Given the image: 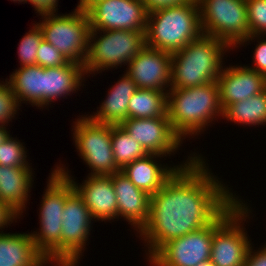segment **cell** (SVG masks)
<instances>
[{
    "instance_id": "1",
    "label": "cell",
    "mask_w": 266,
    "mask_h": 266,
    "mask_svg": "<svg viewBox=\"0 0 266 266\" xmlns=\"http://www.w3.org/2000/svg\"><path fill=\"white\" fill-rule=\"evenodd\" d=\"M200 155L151 195L149 219L138 232L147 260L168 241L210 225L237 198Z\"/></svg>"
},
{
    "instance_id": "2",
    "label": "cell",
    "mask_w": 266,
    "mask_h": 266,
    "mask_svg": "<svg viewBox=\"0 0 266 266\" xmlns=\"http://www.w3.org/2000/svg\"><path fill=\"white\" fill-rule=\"evenodd\" d=\"M223 117L217 81L189 88H170L167 117L172 130L184 141L202 133L211 122Z\"/></svg>"
},
{
    "instance_id": "3",
    "label": "cell",
    "mask_w": 266,
    "mask_h": 266,
    "mask_svg": "<svg viewBox=\"0 0 266 266\" xmlns=\"http://www.w3.org/2000/svg\"><path fill=\"white\" fill-rule=\"evenodd\" d=\"M227 43L202 34L172 54L171 88H189L217 81L223 70ZM223 64V65H222Z\"/></svg>"
},
{
    "instance_id": "4",
    "label": "cell",
    "mask_w": 266,
    "mask_h": 266,
    "mask_svg": "<svg viewBox=\"0 0 266 266\" xmlns=\"http://www.w3.org/2000/svg\"><path fill=\"white\" fill-rule=\"evenodd\" d=\"M203 34L197 0L149 12L146 46L171 54Z\"/></svg>"
},
{
    "instance_id": "5",
    "label": "cell",
    "mask_w": 266,
    "mask_h": 266,
    "mask_svg": "<svg viewBox=\"0 0 266 266\" xmlns=\"http://www.w3.org/2000/svg\"><path fill=\"white\" fill-rule=\"evenodd\" d=\"M73 191L71 181L54 169L40 202L39 231H31L36 249L54 266H61L62 212Z\"/></svg>"
},
{
    "instance_id": "6",
    "label": "cell",
    "mask_w": 266,
    "mask_h": 266,
    "mask_svg": "<svg viewBox=\"0 0 266 266\" xmlns=\"http://www.w3.org/2000/svg\"><path fill=\"white\" fill-rule=\"evenodd\" d=\"M238 198L213 221L210 260L215 266H245L249 248L253 245L243 227L250 218L251 209Z\"/></svg>"
},
{
    "instance_id": "7",
    "label": "cell",
    "mask_w": 266,
    "mask_h": 266,
    "mask_svg": "<svg viewBox=\"0 0 266 266\" xmlns=\"http://www.w3.org/2000/svg\"><path fill=\"white\" fill-rule=\"evenodd\" d=\"M145 32L134 30H91L88 54L84 63L86 77L89 74L95 75L111 68L117 69L118 66L128 65L146 47ZM98 34L100 35L98 36Z\"/></svg>"
},
{
    "instance_id": "8",
    "label": "cell",
    "mask_w": 266,
    "mask_h": 266,
    "mask_svg": "<svg viewBox=\"0 0 266 266\" xmlns=\"http://www.w3.org/2000/svg\"><path fill=\"white\" fill-rule=\"evenodd\" d=\"M37 24L43 32V39L53 45L69 62L83 64L86 61L91 32L86 11L75 8L69 14L41 16Z\"/></svg>"
},
{
    "instance_id": "9",
    "label": "cell",
    "mask_w": 266,
    "mask_h": 266,
    "mask_svg": "<svg viewBox=\"0 0 266 266\" xmlns=\"http://www.w3.org/2000/svg\"><path fill=\"white\" fill-rule=\"evenodd\" d=\"M203 34L236 48L249 36L246 0H197Z\"/></svg>"
},
{
    "instance_id": "10",
    "label": "cell",
    "mask_w": 266,
    "mask_h": 266,
    "mask_svg": "<svg viewBox=\"0 0 266 266\" xmlns=\"http://www.w3.org/2000/svg\"><path fill=\"white\" fill-rule=\"evenodd\" d=\"M73 121V140L78 155L91 170L89 175L109 176L118 172L113 155L112 124H100L86 115Z\"/></svg>"
},
{
    "instance_id": "11",
    "label": "cell",
    "mask_w": 266,
    "mask_h": 266,
    "mask_svg": "<svg viewBox=\"0 0 266 266\" xmlns=\"http://www.w3.org/2000/svg\"><path fill=\"white\" fill-rule=\"evenodd\" d=\"M62 220L61 266H79L94 218L75 190L66 198Z\"/></svg>"
},
{
    "instance_id": "12",
    "label": "cell",
    "mask_w": 266,
    "mask_h": 266,
    "mask_svg": "<svg viewBox=\"0 0 266 266\" xmlns=\"http://www.w3.org/2000/svg\"><path fill=\"white\" fill-rule=\"evenodd\" d=\"M91 30L146 31L148 14L142 0H99L87 11Z\"/></svg>"
},
{
    "instance_id": "13",
    "label": "cell",
    "mask_w": 266,
    "mask_h": 266,
    "mask_svg": "<svg viewBox=\"0 0 266 266\" xmlns=\"http://www.w3.org/2000/svg\"><path fill=\"white\" fill-rule=\"evenodd\" d=\"M213 222L165 243L148 261L152 266H196L210 259Z\"/></svg>"
},
{
    "instance_id": "14",
    "label": "cell",
    "mask_w": 266,
    "mask_h": 266,
    "mask_svg": "<svg viewBox=\"0 0 266 266\" xmlns=\"http://www.w3.org/2000/svg\"><path fill=\"white\" fill-rule=\"evenodd\" d=\"M120 125L148 154L167 157L175 154L183 144L182 139L172 130L167 113L158 118H127Z\"/></svg>"
},
{
    "instance_id": "15",
    "label": "cell",
    "mask_w": 266,
    "mask_h": 266,
    "mask_svg": "<svg viewBox=\"0 0 266 266\" xmlns=\"http://www.w3.org/2000/svg\"><path fill=\"white\" fill-rule=\"evenodd\" d=\"M54 169L71 181L74 190L88 207L95 221L118 219L117 198L110 176L87 175L86 180L80 185L72 179L73 176L63 164H57Z\"/></svg>"
},
{
    "instance_id": "16",
    "label": "cell",
    "mask_w": 266,
    "mask_h": 266,
    "mask_svg": "<svg viewBox=\"0 0 266 266\" xmlns=\"http://www.w3.org/2000/svg\"><path fill=\"white\" fill-rule=\"evenodd\" d=\"M172 54L145 47L127 65L126 74L140 89L169 92Z\"/></svg>"
},
{
    "instance_id": "17",
    "label": "cell",
    "mask_w": 266,
    "mask_h": 266,
    "mask_svg": "<svg viewBox=\"0 0 266 266\" xmlns=\"http://www.w3.org/2000/svg\"><path fill=\"white\" fill-rule=\"evenodd\" d=\"M223 110L230 104L258 95L266 89V77L246 65L225 67L217 78Z\"/></svg>"
},
{
    "instance_id": "18",
    "label": "cell",
    "mask_w": 266,
    "mask_h": 266,
    "mask_svg": "<svg viewBox=\"0 0 266 266\" xmlns=\"http://www.w3.org/2000/svg\"><path fill=\"white\" fill-rule=\"evenodd\" d=\"M194 152L179 165H162L157 159L166 157L157 154H147L145 157L124 166L120 171L137 187L149 195L158 192L165 182L177 171L178 168L187 166L198 154ZM157 158V159H156Z\"/></svg>"
},
{
    "instance_id": "19",
    "label": "cell",
    "mask_w": 266,
    "mask_h": 266,
    "mask_svg": "<svg viewBox=\"0 0 266 266\" xmlns=\"http://www.w3.org/2000/svg\"><path fill=\"white\" fill-rule=\"evenodd\" d=\"M109 176L117 198L118 218L123 217L138 234L149 219L151 195L137 188L120 170Z\"/></svg>"
},
{
    "instance_id": "20",
    "label": "cell",
    "mask_w": 266,
    "mask_h": 266,
    "mask_svg": "<svg viewBox=\"0 0 266 266\" xmlns=\"http://www.w3.org/2000/svg\"><path fill=\"white\" fill-rule=\"evenodd\" d=\"M120 78L106 94L99 110L86 115L89 119L100 124L120 125L128 118V104L138 88L125 72Z\"/></svg>"
},
{
    "instance_id": "21",
    "label": "cell",
    "mask_w": 266,
    "mask_h": 266,
    "mask_svg": "<svg viewBox=\"0 0 266 266\" xmlns=\"http://www.w3.org/2000/svg\"><path fill=\"white\" fill-rule=\"evenodd\" d=\"M50 266L31 233L0 232V266Z\"/></svg>"
},
{
    "instance_id": "22",
    "label": "cell",
    "mask_w": 266,
    "mask_h": 266,
    "mask_svg": "<svg viewBox=\"0 0 266 266\" xmlns=\"http://www.w3.org/2000/svg\"><path fill=\"white\" fill-rule=\"evenodd\" d=\"M33 168L0 165V201L20 216L26 209L33 183Z\"/></svg>"
},
{
    "instance_id": "23",
    "label": "cell",
    "mask_w": 266,
    "mask_h": 266,
    "mask_svg": "<svg viewBox=\"0 0 266 266\" xmlns=\"http://www.w3.org/2000/svg\"><path fill=\"white\" fill-rule=\"evenodd\" d=\"M85 76L84 65L75 62L45 68L44 107L54 103L58 98H67L66 96L76 93L85 81Z\"/></svg>"
},
{
    "instance_id": "24",
    "label": "cell",
    "mask_w": 266,
    "mask_h": 266,
    "mask_svg": "<svg viewBox=\"0 0 266 266\" xmlns=\"http://www.w3.org/2000/svg\"><path fill=\"white\" fill-rule=\"evenodd\" d=\"M44 76L45 68L36 64L19 67L6 79L20 106L29 103L43 110Z\"/></svg>"
},
{
    "instance_id": "25",
    "label": "cell",
    "mask_w": 266,
    "mask_h": 266,
    "mask_svg": "<svg viewBox=\"0 0 266 266\" xmlns=\"http://www.w3.org/2000/svg\"><path fill=\"white\" fill-rule=\"evenodd\" d=\"M223 119L242 126L266 125V89L258 95L228 105Z\"/></svg>"
},
{
    "instance_id": "26",
    "label": "cell",
    "mask_w": 266,
    "mask_h": 266,
    "mask_svg": "<svg viewBox=\"0 0 266 266\" xmlns=\"http://www.w3.org/2000/svg\"><path fill=\"white\" fill-rule=\"evenodd\" d=\"M167 113V92L138 88L128 104V118H158Z\"/></svg>"
},
{
    "instance_id": "27",
    "label": "cell",
    "mask_w": 266,
    "mask_h": 266,
    "mask_svg": "<svg viewBox=\"0 0 266 266\" xmlns=\"http://www.w3.org/2000/svg\"><path fill=\"white\" fill-rule=\"evenodd\" d=\"M111 143L116 167L119 170L148 154L139 142L131 139L121 125L112 126Z\"/></svg>"
},
{
    "instance_id": "28",
    "label": "cell",
    "mask_w": 266,
    "mask_h": 266,
    "mask_svg": "<svg viewBox=\"0 0 266 266\" xmlns=\"http://www.w3.org/2000/svg\"><path fill=\"white\" fill-rule=\"evenodd\" d=\"M42 40V29L37 23H33V28L25 33L18 45L17 53L20 67L36 65L37 51Z\"/></svg>"
},
{
    "instance_id": "29",
    "label": "cell",
    "mask_w": 266,
    "mask_h": 266,
    "mask_svg": "<svg viewBox=\"0 0 266 266\" xmlns=\"http://www.w3.org/2000/svg\"><path fill=\"white\" fill-rule=\"evenodd\" d=\"M24 144L12 136L0 145V165L8 167H32L27 161Z\"/></svg>"
},
{
    "instance_id": "30",
    "label": "cell",
    "mask_w": 266,
    "mask_h": 266,
    "mask_svg": "<svg viewBox=\"0 0 266 266\" xmlns=\"http://www.w3.org/2000/svg\"><path fill=\"white\" fill-rule=\"evenodd\" d=\"M249 35L266 36V0H246Z\"/></svg>"
},
{
    "instance_id": "31",
    "label": "cell",
    "mask_w": 266,
    "mask_h": 266,
    "mask_svg": "<svg viewBox=\"0 0 266 266\" xmlns=\"http://www.w3.org/2000/svg\"><path fill=\"white\" fill-rule=\"evenodd\" d=\"M19 102L10 88L7 80H0V126H7L12 122L15 114L20 110Z\"/></svg>"
},
{
    "instance_id": "32",
    "label": "cell",
    "mask_w": 266,
    "mask_h": 266,
    "mask_svg": "<svg viewBox=\"0 0 266 266\" xmlns=\"http://www.w3.org/2000/svg\"><path fill=\"white\" fill-rule=\"evenodd\" d=\"M69 61L53 45L44 39L39 44L36 64L43 67H57L68 64Z\"/></svg>"
},
{
    "instance_id": "33",
    "label": "cell",
    "mask_w": 266,
    "mask_h": 266,
    "mask_svg": "<svg viewBox=\"0 0 266 266\" xmlns=\"http://www.w3.org/2000/svg\"><path fill=\"white\" fill-rule=\"evenodd\" d=\"M264 38L265 35H249L237 47H239L240 45L242 46L246 44L249 45L250 41L258 39L257 40L258 44L255 46L252 57L254 66L253 67L252 65L251 66L246 65V66L255 70L257 73L263 74L266 77V39Z\"/></svg>"
},
{
    "instance_id": "34",
    "label": "cell",
    "mask_w": 266,
    "mask_h": 266,
    "mask_svg": "<svg viewBox=\"0 0 266 266\" xmlns=\"http://www.w3.org/2000/svg\"><path fill=\"white\" fill-rule=\"evenodd\" d=\"M59 0H28L40 16L56 14ZM57 11V12H56Z\"/></svg>"
},
{
    "instance_id": "35",
    "label": "cell",
    "mask_w": 266,
    "mask_h": 266,
    "mask_svg": "<svg viewBox=\"0 0 266 266\" xmlns=\"http://www.w3.org/2000/svg\"><path fill=\"white\" fill-rule=\"evenodd\" d=\"M20 216L15 210H13L8 204L4 203L3 201H0V229H5V227L8 225L10 226L12 223L17 222L16 220ZM0 232H3L0 231Z\"/></svg>"
},
{
    "instance_id": "36",
    "label": "cell",
    "mask_w": 266,
    "mask_h": 266,
    "mask_svg": "<svg viewBox=\"0 0 266 266\" xmlns=\"http://www.w3.org/2000/svg\"><path fill=\"white\" fill-rule=\"evenodd\" d=\"M253 248L252 245L249 248L245 266H266V244L258 248L257 252Z\"/></svg>"
},
{
    "instance_id": "37",
    "label": "cell",
    "mask_w": 266,
    "mask_h": 266,
    "mask_svg": "<svg viewBox=\"0 0 266 266\" xmlns=\"http://www.w3.org/2000/svg\"><path fill=\"white\" fill-rule=\"evenodd\" d=\"M142 1L146 5L147 10L149 12H152L160 8L174 6L182 3H188L193 0H142Z\"/></svg>"
},
{
    "instance_id": "38",
    "label": "cell",
    "mask_w": 266,
    "mask_h": 266,
    "mask_svg": "<svg viewBox=\"0 0 266 266\" xmlns=\"http://www.w3.org/2000/svg\"><path fill=\"white\" fill-rule=\"evenodd\" d=\"M99 0H79L76 6L78 10L87 11L92 5H94Z\"/></svg>"
},
{
    "instance_id": "39",
    "label": "cell",
    "mask_w": 266,
    "mask_h": 266,
    "mask_svg": "<svg viewBox=\"0 0 266 266\" xmlns=\"http://www.w3.org/2000/svg\"><path fill=\"white\" fill-rule=\"evenodd\" d=\"M10 136V130L8 131L5 126H0V145Z\"/></svg>"
},
{
    "instance_id": "40",
    "label": "cell",
    "mask_w": 266,
    "mask_h": 266,
    "mask_svg": "<svg viewBox=\"0 0 266 266\" xmlns=\"http://www.w3.org/2000/svg\"><path fill=\"white\" fill-rule=\"evenodd\" d=\"M196 266H215L212 261L209 259L205 262L198 263Z\"/></svg>"
},
{
    "instance_id": "41",
    "label": "cell",
    "mask_w": 266,
    "mask_h": 266,
    "mask_svg": "<svg viewBox=\"0 0 266 266\" xmlns=\"http://www.w3.org/2000/svg\"><path fill=\"white\" fill-rule=\"evenodd\" d=\"M10 1H11V2L13 1V2H16V3H17V2H18V3L20 2L21 4H22V2H23V3H25V2L27 3V2H28V0H10Z\"/></svg>"
}]
</instances>
